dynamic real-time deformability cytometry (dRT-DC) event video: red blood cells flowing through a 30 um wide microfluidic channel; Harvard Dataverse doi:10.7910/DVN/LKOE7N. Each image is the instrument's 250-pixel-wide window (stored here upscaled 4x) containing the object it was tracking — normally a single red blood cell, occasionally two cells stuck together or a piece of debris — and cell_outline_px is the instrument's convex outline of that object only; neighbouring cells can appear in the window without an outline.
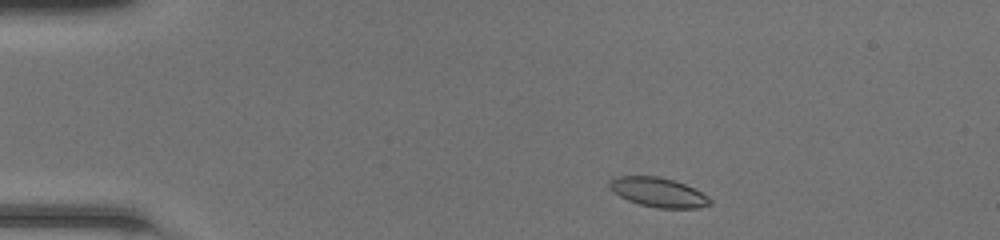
{"species": "common noctule bat (a hibernating species)", "species_latin": "Nyctalus noctula", "temperature_condition": "room temperature", "stored_images_in_passage": 43, "camera_frame_rate_fps": 3000, "um_per_image_px": 0.085, "animal": {"sex": "female", "body_mass_g": 20.0, "forearm_length_mm": 54.0}, "frame": {"image": 1, "passage_image": 3, "time_ms": 0.667, "image_size_px": [1000, 240], "cell_outline_px": [[712, 204], [696, 208], [656, 208], [640, 204], [628, 200], [620, 196], [608, 188], [608, 180], [620, 176], [656, 176], [672, 180], [684, 184], [708, 196], [712, 200]], "centroid_in_image_um": [55.93, 16.35], "position_along_channel_um": 29.1, "area_um2": 17.11}}
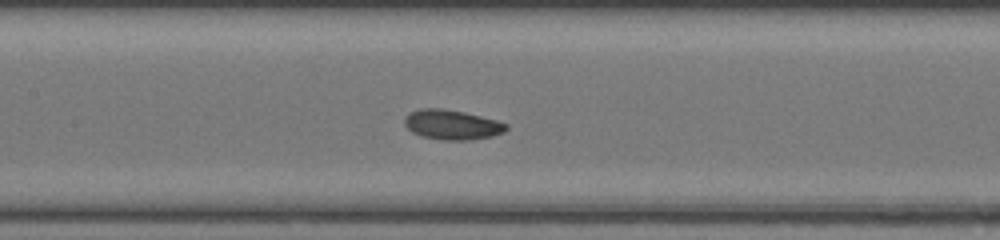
{"frame": {"image": 2, "passage_image": 18, "time_ms": 5.667, "image_size_px": [1000, 240], "cell_outline_px": [[508, 128], [504, 132], [492, 136], [472, 140], [440, 140], [424, 136], [412, 132], [404, 124], [404, 116], [408, 112], [420, 108], [444, 108], [464, 112], [496, 120], [508, 124]], "centroid_in_image_um": [38.4, 10.59], "position_along_channel_um": 169.0, "area_um2": 17.8}}
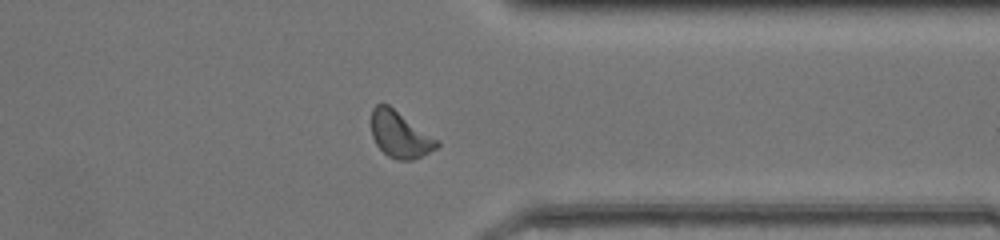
{"frame": {"image": 3, "passage_image": 33, "time_ms": 10.667, "image_size_px": [1000, 240], "cell_outline_px": [[440, 144], [436, 148], [412, 160], [396, 160], [388, 156], [376, 144], [372, 136], [372, 108], [376, 104], [388, 104], [436, 140]], "centroid_in_image_um": [33.94, 11.44], "position_along_channel_um": 377.5, "area_um2": 17.11}, "authors_computed_cell_mechanics": {"area_um2": 17.2244, "velocity_mm_per_s": 4.245, "shape_relaxation_time_tau1_ms": 3.3845, "shape_relaxation_time_tau2_ms": 3.8206, "deformation_change_tau1": 0.0913, "deformation_change_tau2": 0.086}}